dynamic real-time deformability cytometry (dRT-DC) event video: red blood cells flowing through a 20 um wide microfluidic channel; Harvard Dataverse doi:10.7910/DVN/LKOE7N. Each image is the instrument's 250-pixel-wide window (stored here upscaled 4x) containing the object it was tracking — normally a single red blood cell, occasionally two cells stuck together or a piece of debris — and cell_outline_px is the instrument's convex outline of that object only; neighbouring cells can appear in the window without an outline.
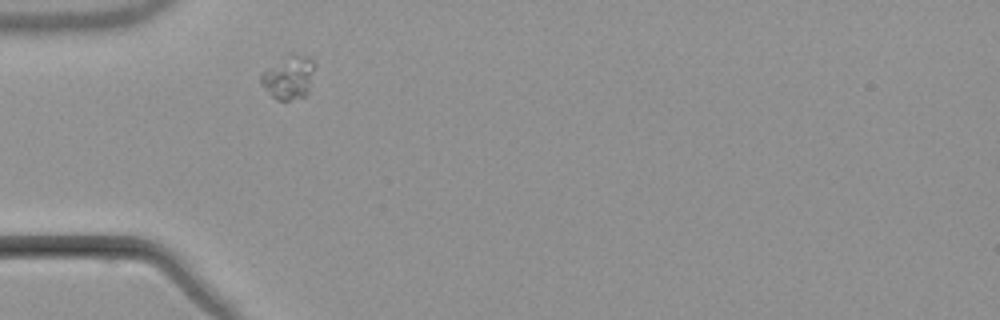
{"species": "common noctule bat (a hibernating species)", "species_latin": "Nyctalus noctula", "temperature_condition": "warm", "stored_images_in_passage": 5, "camera_frame_rate_fps": 3000, "um_per_image_px": 0.085, "animal": {"sex": "male", "body_mass_g": 21.5, "forearm_length_mm": 52.0}, "frame": {"image": 1, "passage_image": 1, "time_ms": 0.0, "image_size_px": [1000, 320], "cell_outline_px": [[316, 64], [308, 92], [304, 96], [288, 100], [276, 100], [260, 84], [260, 72], [288, 52], [292, 52], [308, 56]], "centroid_in_image_um": [24.52, 6.51], "position_along_channel_um": 60.5, "area_um2": 14.1}}
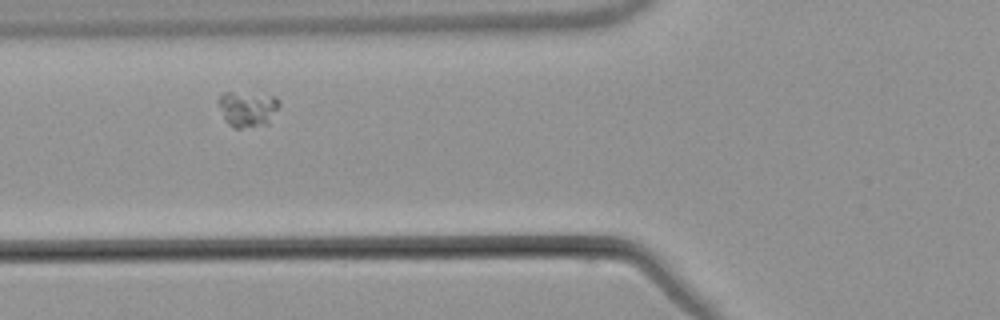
{"frame": {"image": 2, "passage_image": 2, "time_ms": 1.333, "image_size_px": [1000, 320], "cell_outline_px": [[280, 104], [268, 124], [240, 128], [236, 128], [228, 124], [224, 120], [220, 104], [220, 96], [224, 92], [232, 92], [276, 96]], "centroid_in_image_um": [21.06, 9.26], "position_along_channel_um": 104.7, "area_um2": 12.31}}
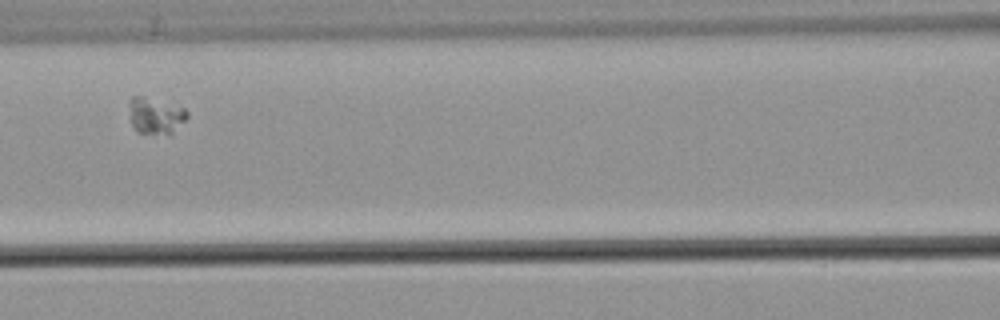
{"frame": {"image": 3, "passage_image": 3, "time_ms": 2.667, "image_size_px": [1000, 320], "cell_outline_px": [[188, 116], [172, 136], [140, 132], [132, 124], [128, 104], [128, 100], [132, 96], [144, 96], [184, 108], [188, 112]], "centroid_in_image_um": [13.24, 9.84], "position_along_channel_um": 153.4, "area_um2": 12.43}}